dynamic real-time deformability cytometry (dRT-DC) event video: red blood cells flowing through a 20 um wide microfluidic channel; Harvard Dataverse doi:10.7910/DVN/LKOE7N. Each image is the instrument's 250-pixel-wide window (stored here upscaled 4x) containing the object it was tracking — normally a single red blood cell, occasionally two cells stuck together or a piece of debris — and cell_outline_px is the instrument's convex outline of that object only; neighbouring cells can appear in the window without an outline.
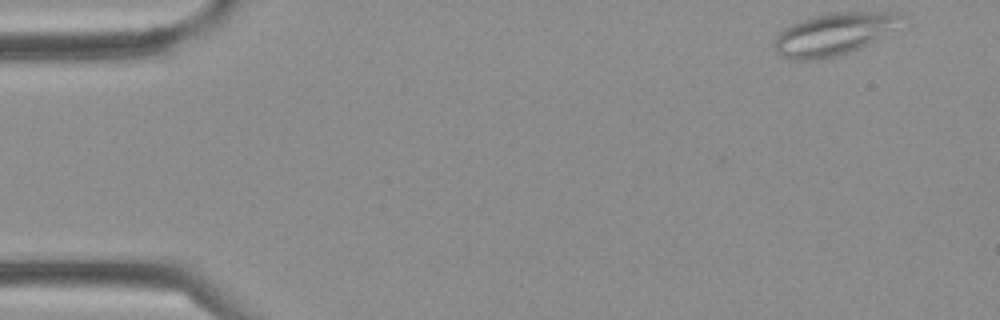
{"species": "Egyptian fruit bat (a non-hibernating species)", "species_latin": "Rousettus aegyptiacus", "temperature_condition": "cold", "stored_images_in_passage": 35, "segment_of_instrument_passage": [1, 2], "camera_frame_rate_fps": 3000, "um_per_image_px": 0.085, "frame": {"image": 1, "passage_image": 1, "time_ms": 0.0, "image_size_px": [1000, 320], "cell_outline_px": [[912, 24], [860, 48], [836, 56], [820, 60], [788, 60], [780, 56], [776, 52], [776, 36], [784, 28], [792, 24], [812, 16], [828, 12], [896, 12], [908, 16]], "centroid_in_image_um": [71.08, 2.87], "position_along_channel_um": 13.9, "area_um2": 32.48}}